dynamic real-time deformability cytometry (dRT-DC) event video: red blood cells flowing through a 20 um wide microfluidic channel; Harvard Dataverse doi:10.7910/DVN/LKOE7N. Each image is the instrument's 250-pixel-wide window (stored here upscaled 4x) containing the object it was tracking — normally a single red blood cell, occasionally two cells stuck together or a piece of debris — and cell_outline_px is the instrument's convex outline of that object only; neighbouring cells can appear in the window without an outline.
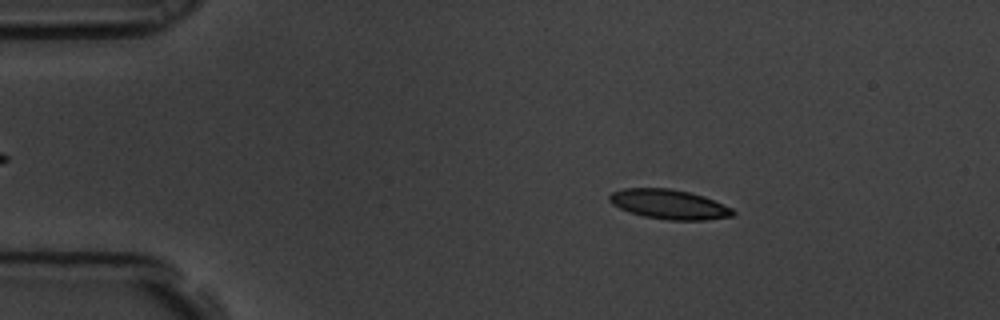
{"species": "common noctule bat (a hibernating species)", "species_latin": "Nyctalus noctula", "temperature_condition": "room temperature", "stored_images_in_passage": 5, "camera_frame_rate_fps": 3000, "um_per_image_px": 0.085, "animal": {"sex": "male", "body_mass_g": 19.5, "forearm_length_mm": 54.6}, "frame": {"image": 1, "passage_image": 3, "time_ms": 0.667, "image_size_px": [1000, 320], "cell_outline_px": [[736, 212], [732, 216], [704, 220], [668, 220], [644, 216], [620, 208], [612, 204], [608, 200], [608, 196], [612, 192], [624, 188], [668, 188], [688, 192], [704, 196], [732, 208]], "centroid_in_image_um": [56.87, 17.36], "position_along_channel_um": 28.1, "area_um2": 21.15}}